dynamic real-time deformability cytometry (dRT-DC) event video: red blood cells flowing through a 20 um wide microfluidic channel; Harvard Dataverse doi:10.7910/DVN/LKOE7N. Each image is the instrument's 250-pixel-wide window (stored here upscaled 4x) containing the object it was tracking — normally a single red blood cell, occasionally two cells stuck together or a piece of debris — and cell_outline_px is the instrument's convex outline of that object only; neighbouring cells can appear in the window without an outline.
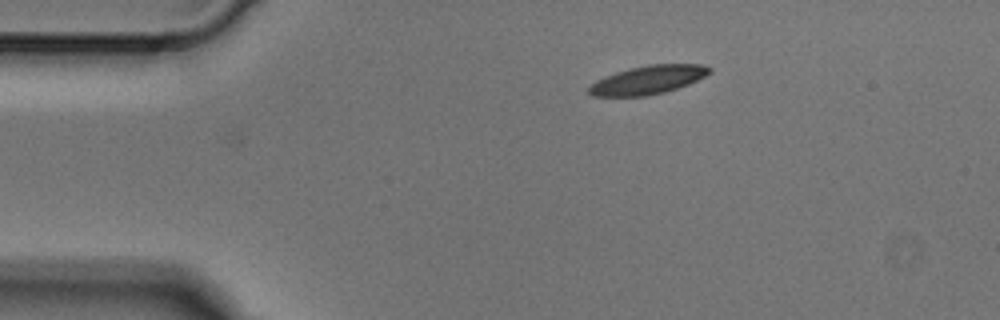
{"species": "Egyptian fruit bat (a non-hibernating species)", "species_latin": "Rousettus aegyptiacus", "temperature_condition": "cold", "stored_images_in_passage": 4, "camera_frame_rate_fps": 3000, "um_per_image_px": 0.085, "animal": {"sex": "male"}, "frame": {"image": 1, "passage_image": 1, "time_ms": 0.0, "image_size_px": [1000, 320], "cell_outline_px": [[712, 72], [688, 84], [664, 92], [644, 96], [592, 96], [588, 92], [588, 88], [596, 80], [604, 76], [628, 68], [648, 64], [700, 64], [712, 68]], "centroid_in_image_um": [55.06, 6.78], "position_along_channel_um": 29.9, "area_um2": 20.0}}
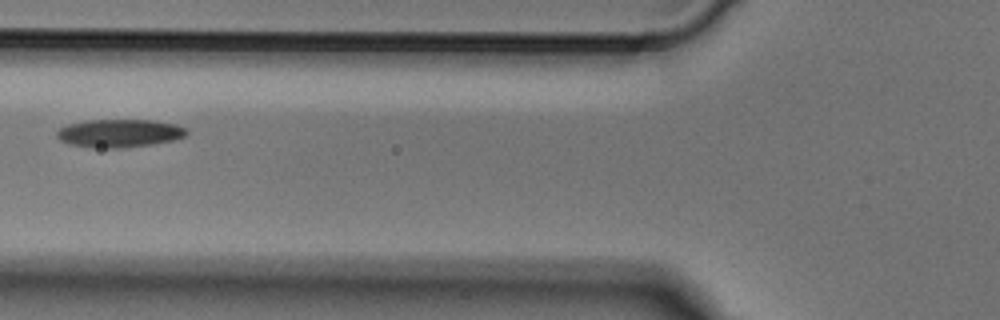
{"frame": {"image": 2, "passage_image": 3, "time_ms": 0.667, "image_size_px": [1000, 320], "cell_outline_px": [[188, 132], [184, 136], [172, 140], [152, 144], [124, 148], [100, 148], [68, 144], [60, 140], [56, 136], [56, 132], [60, 128], [68, 124], [84, 120], [152, 120], [176, 124], [188, 128]], "centroid_in_image_um": [10.14, 11.32], "position_along_channel_um": 115.7, "area_um2": 21.33}}
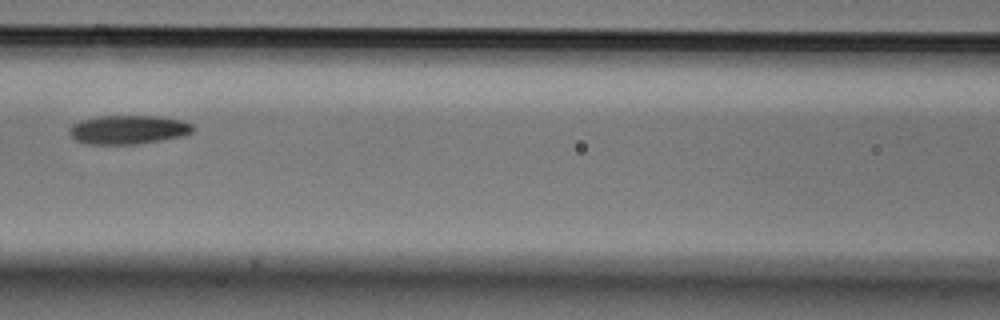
{"frame": {"image": 3, "passage_image": 4, "time_ms": 1.0, "image_size_px": [1000, 320], "cell_outline_px": [[196, 128], [192, 132], [180, 136], [160, 140], [136, 144], [88, 144], [76, 140], [68, 132], [68, 128], [72, 124], [80, 120], [100, 116], [160, 116], [184, 120], [192, 124]], "centroid_in_image_um": [10.9, 11.01], "position_along_channel_um": 155.7, "area_um2": 20.87}}